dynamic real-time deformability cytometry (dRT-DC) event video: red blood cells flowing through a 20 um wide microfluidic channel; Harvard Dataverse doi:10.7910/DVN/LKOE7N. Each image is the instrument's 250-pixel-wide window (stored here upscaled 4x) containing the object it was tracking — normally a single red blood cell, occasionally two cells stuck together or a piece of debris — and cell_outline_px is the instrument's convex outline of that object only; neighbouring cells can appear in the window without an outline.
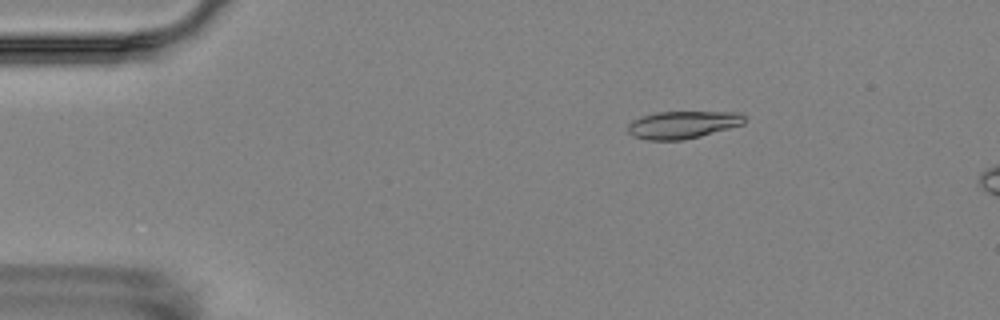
{"species": "Egyptian fruit bat (a non-hibernating species)", "species_latin": "Rousettus aegyptiacus", "temperature_condition": "room temperature", "stored_images_in_passage": 4, "camera_frame_rate_fps": 3000, "um_per_image_px": 0.085, "animal": {"sex": "female"}, "frame": {"image": 1, "passage_image": 2, "time_ms": 1.333, "image_size_px": [1000, 320], "cell_outline_px": [[744, 124], [700, 136], [680, 140], [648, 140], [632, 136], [628, 132], [628, 124], [632, 120], [640, 116], [656, 112], [740, 112], [744, 116]], "centroid_in_image_um": [57.99, 10.6], "position_along_channel_um": 27.0, "area_um2": 18.67}}